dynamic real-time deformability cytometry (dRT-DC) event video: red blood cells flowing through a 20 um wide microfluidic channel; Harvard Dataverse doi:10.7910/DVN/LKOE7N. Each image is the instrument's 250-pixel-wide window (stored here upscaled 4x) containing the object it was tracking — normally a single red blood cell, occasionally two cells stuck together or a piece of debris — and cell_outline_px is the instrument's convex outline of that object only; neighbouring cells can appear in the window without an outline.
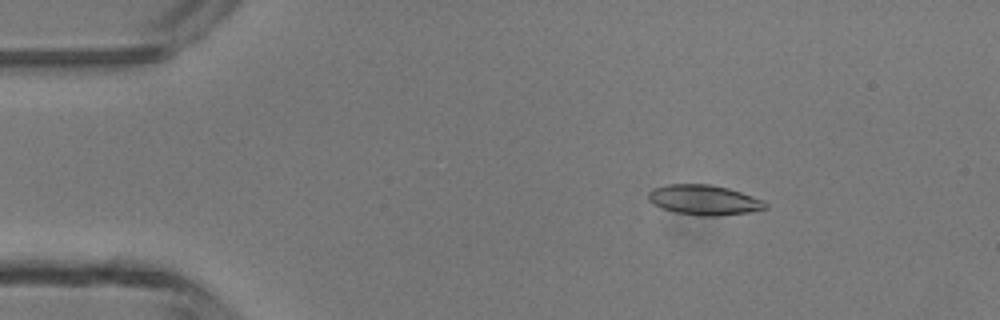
{"species": "common noctule bat (a hibernating species)", "species_latin": "Nyctalus noctula", "temperature_condition": "room temperature", "stored_images_in_passage": 7, "camera_frame_rate_fps": 3000, "um_per_image_px": 0.085, "animal": {"sex": "male", "body_mass_g": 13.3}, "frame": {"image": 1, "passage_image": 3, "time_ms": 2.333, "image_size_px": [1000, 320], "cell_outline_px": [[768, 208], [748, 212], [720, 216], [700, 216], [676, 212], [660, 208], [652, 204], [648, 200], [648, 192], [652, 188], [668, 184], [712, 184], [728, 188], [764, 200], [768, 204]], "centroid_in_image_um": [59.83, 16.99], "position_along_channel_um": 25.2, "area_um2": 20.69}}
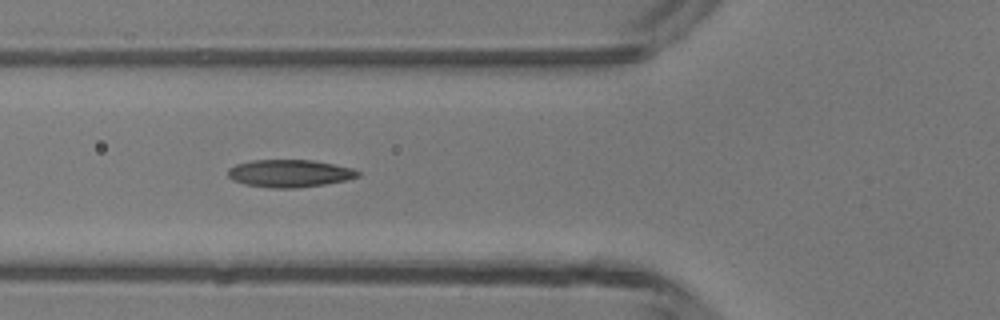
{"frame": {"image": 2, "passage_image": 6, "time_ms": 5.667, "image_size_px": [1000, 320], "cell_outline_px": [[360, 176], [348, 180], [324, 184], [296, 188], [272, 188], [244, 184], [232, 180], [228, 176], [228, 168], [236, 164], [252, 160], [312, 160], [352, 168], [360, 172]], "centroid_in_image_um": [24.6, 14.74], "position_along_channel_um": 101.2, "area_um2": 20.87}}
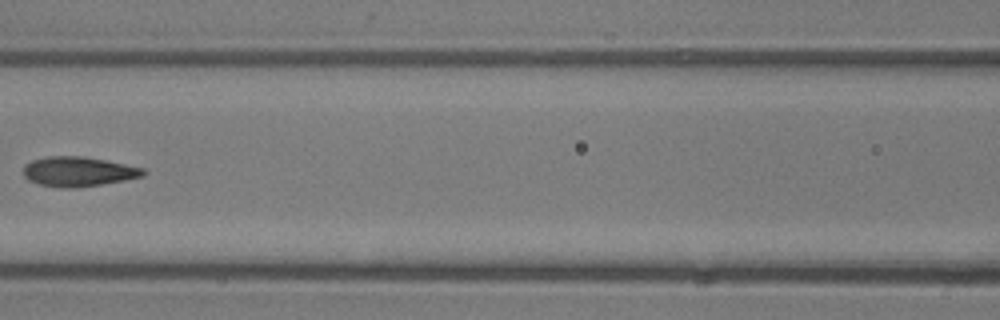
{"frame": {"image": 3, "passage_image": 7, "time_ms": 7.0, "image_size_px": [1000, 320], "cell_outline_px": [[148, 172], [144, 176], [124, 180], [76, 188], [60, 188], [40, 184], [28, 180], [24, 176], [24, 164], [32, 160], [48, 156], [84, 156], [144, 168]], "centroid_in_image_um": [6.65, 14.58], "position_along_channel_um": 159.9, "area_um2": 20.75}}